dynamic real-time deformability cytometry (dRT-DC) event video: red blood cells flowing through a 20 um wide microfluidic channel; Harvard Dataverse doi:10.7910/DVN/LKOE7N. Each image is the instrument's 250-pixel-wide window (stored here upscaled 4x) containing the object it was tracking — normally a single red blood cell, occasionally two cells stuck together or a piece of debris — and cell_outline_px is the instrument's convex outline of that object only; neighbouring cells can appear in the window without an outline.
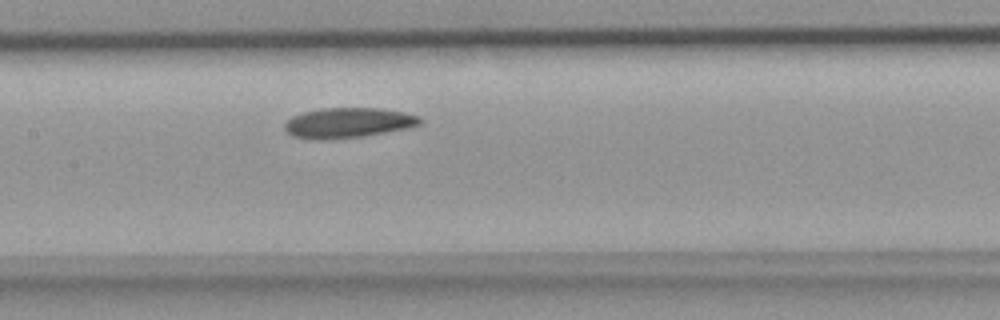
{"species": "common noctule bat (a hibernating species)", "species_latin": "Nyctalus noctula", "temperature_condition": "room temperature", "stored_images_in_passage": 10, "camera_frame_rate_fps": 3000, "um_per_image_px": 0.085, "animal": {"sex": "female", "body_mass_g": 18.4}, "frame": {"image": 1, "passage_image": 9, "time_ms": 2.667, "image_size_px": [1000, 320], "cell_outline_px": [[424, 124], [408, 128], [360, 136], [332, 140], [312, 140], [292, 136], [284, 128], [284, 124], [292, 116], [304, 112], [324, 108], [380, 108], [404, 112], [420, 116], [424, 120]], "centroid_in_image_um": [29.61, 10.44], "position_along_channel_um": 177.8, "area_um2": 23.99}}